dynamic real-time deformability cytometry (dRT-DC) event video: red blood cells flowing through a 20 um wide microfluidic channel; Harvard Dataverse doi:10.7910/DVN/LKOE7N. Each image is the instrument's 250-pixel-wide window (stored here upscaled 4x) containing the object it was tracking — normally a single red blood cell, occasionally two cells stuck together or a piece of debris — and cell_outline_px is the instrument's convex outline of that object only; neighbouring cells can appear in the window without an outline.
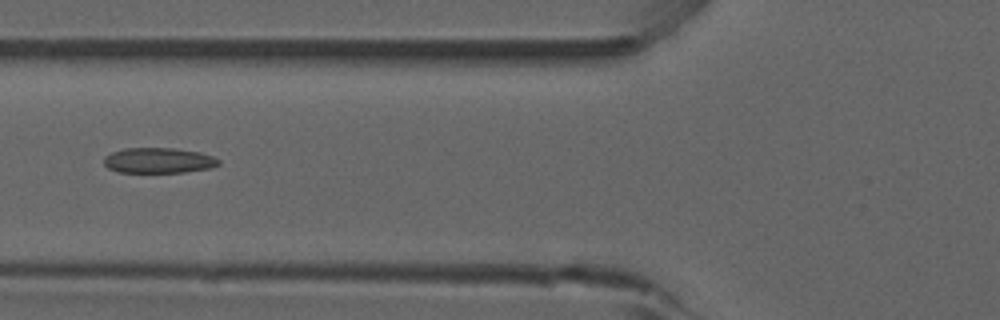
{"species": "common noctule bat (a hibernating species)", "species_latin": "Nyctalus noctula", "temperature_condition": "room temperature", "stored_images_in_passage": 35, "camera_frame_rate_fps": 3000, "um_per_image_px": 0.085, "animal": {"sex": "male", "forearm_length_mm": 52.5}, "frame": {"image": 1, "passage_image": 6, "time_ms": 1.667, "image_size_px": [1000, 320], "cell_outline_px": [[220, 164], [212, 168], [184, 172], [120, 172], [108, 168], [104, 164], [104, 156], [112, 152], [124, 148], [176, 148], [200, 152], [212, 156], [220, 160]], "centroid_in_image_um": [13.5, 13.63], "position_along_channel_um": 112.3, "area_um2": 17.05}, "authors_computed_cell_mechanics": {"area_um2": 16.8776, "velocity_mm_per_s": 3.8845, "shape_relaxation_time_tau1_ms": null, "shape_relaxation_time_tau2_ms": 3.5073, "deformation_change_tau1": null, "deformation_change_tau2": 0.123}}